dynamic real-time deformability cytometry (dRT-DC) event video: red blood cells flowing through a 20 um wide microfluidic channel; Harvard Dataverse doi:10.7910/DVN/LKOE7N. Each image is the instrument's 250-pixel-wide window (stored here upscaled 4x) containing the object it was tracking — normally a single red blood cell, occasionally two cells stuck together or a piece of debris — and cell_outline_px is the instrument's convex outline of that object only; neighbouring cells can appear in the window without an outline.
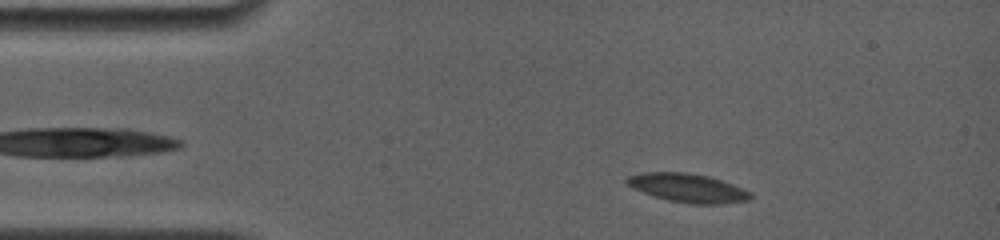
{"species": "common noctule bat (a hibernating species)", "species_latin": "Nyctalus noctula", "temperature_condition": "room temperature", "stored_images_in_passage": 40, "camera_frame_rate_fps": 4000, "um_per_image_px": 0.085, "animal": {"sex": "female", "body_mass_g": 19.0, "forearm_length_mm": 56.7}, "frame": {"image": 1, "passage_image": 6, "time_ms": 1.25, "image_size_px": [1000, 240], "cell_outline_px": [[752, 196], [748, 200], [720, 204], [692, 204], [668, 200], [644, 192], [628, 184], [624, 180], [628, 176], [644, 172], [688, 172], [708, 176], [732, 184], [752, 192]], "centroid_in_image_um": [58.49, 15.97], "position_along_channel_um": 26.5, "area_um2": 20.4}}
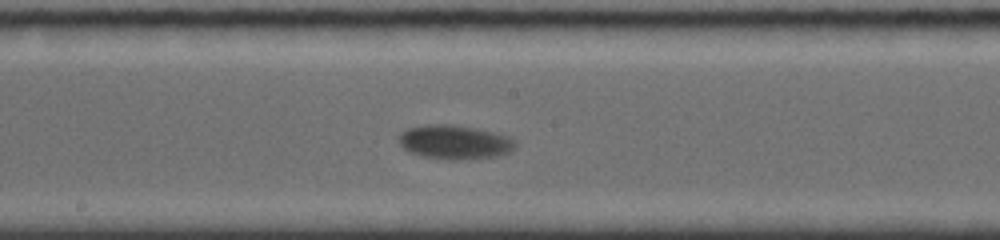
{"frame": {"image": 2, "passage_image": 24, "time_ms": 7.75, "image_size_px": [1000, 240], "cell_outline_px": [[516, 144], [508, 152], [496, 156], [456, 160], [452, 160], [420, 156], [408, 152], [400, 144], [400, 136], [408, 128], [424, 124], [452, 124], [496, 132], [508, 136], [516, 140]], "centroid_in_image_um": [38.64, 12.07], "position_along_channel_um": 209.6, "area_um2": 23.06}}
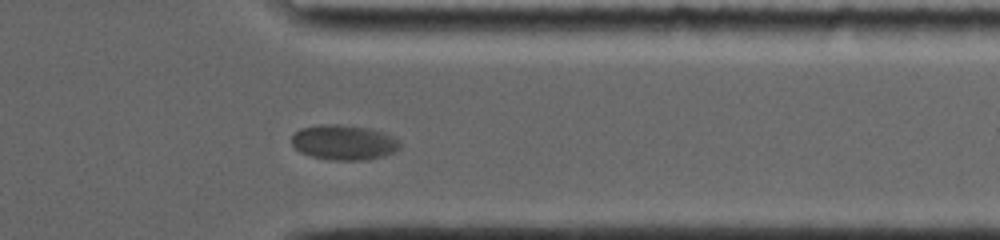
{"frame": {"image": 3, "passage_image": 38, "time_ms": 12.5, "image_size_px": [1000, 240], "cell_outline_px": [[400, 148], [384, 156], [368, 160], [332, 160], [312, 156], [300, 152], [292, 144], [292, 136], [300, 128], [320, 124], [340, 124], [372, 128], [384, 132], [400, 140]], "centroid_in_image_um": [29.25, 12.09], "position_along_channel_um": 382.1, "area_um2": 22.31}, "authors_computed_cell_mechanics": {"area_um2": 21.4727, "velocity_mm_per_s": 3.6081, "shape_relaxation_time_tau1_ms": 4.3335, "shape_relaxation_time_tau2_ms": null, "deformation_change_tau1": 0.1033, "deformation_change_tau2": null}}